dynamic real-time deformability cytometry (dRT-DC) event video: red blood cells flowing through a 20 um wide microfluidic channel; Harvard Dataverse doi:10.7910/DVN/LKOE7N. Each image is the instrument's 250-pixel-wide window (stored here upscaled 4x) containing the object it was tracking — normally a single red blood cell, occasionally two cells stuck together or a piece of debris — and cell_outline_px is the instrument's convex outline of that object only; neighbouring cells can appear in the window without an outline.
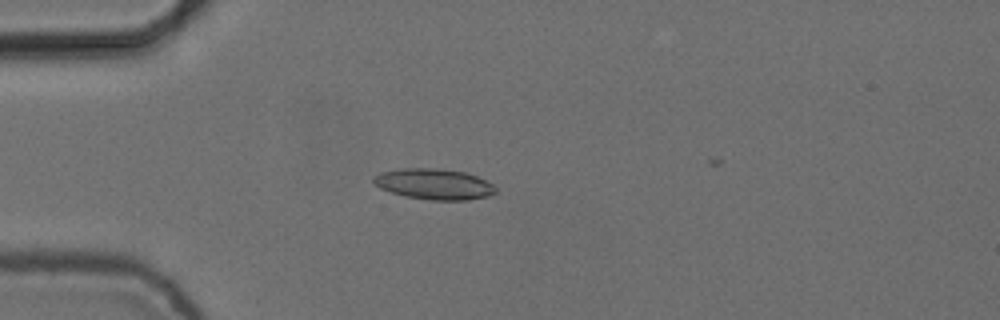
{"species": "common noctule bat (a hibernating species)", "species_latin": "Nyctalus noctula", "temperature_condition": "cold", "stored_images_in_passage": 4, "camera_frame_rate_fps": 3000, "um_per_image_px": 0.085, "animal": {"sex": "female", "body_mass_g": 24.6, "forearm_length_mm": 56.2}, "frame": {"image": 1, "passage_image": 4, "time_ms": 1.0, "image_size_px": [1000, 320], "cell_outline_px": [[496, 192], [488, 196], [468, 200], [432, 200], [404, 196], [380, 188], [372, 180], [380, 172], [400, 168], [432, 168], [464, 172], [476, 176], [492, 184], [496, 188]], "centroid_in_image_um": [36.89, 15.65], "position_along_channel_um": 48.1, "area_um2": 21.68}}